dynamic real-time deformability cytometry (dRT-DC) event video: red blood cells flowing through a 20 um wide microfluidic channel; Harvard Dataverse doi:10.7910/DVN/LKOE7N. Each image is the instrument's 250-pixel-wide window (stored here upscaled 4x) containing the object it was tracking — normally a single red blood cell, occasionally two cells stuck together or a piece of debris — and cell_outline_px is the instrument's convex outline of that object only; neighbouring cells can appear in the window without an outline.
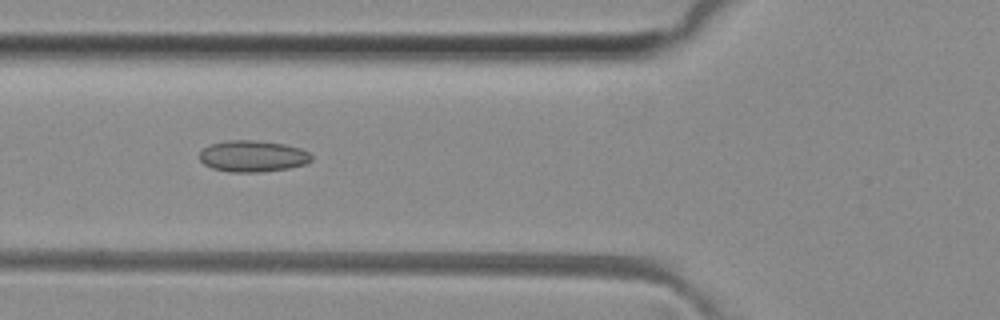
{"species": "common noctule bat (a hibernating species)", "species_latin": "Nyctalus noctula", "temperature_condition": "room temperature", "stored_images_in_passage": 39, "camera_frame_rate_fps": 3000, "um_per_image_px": 0.085, "animal": {"sex": "female", "body_mass_g": 29.2, "forearm_length_mm": 56.3}, "frame": {"image": 1, "passage_image": 8, "time_ms": 2.333, "image_size_px": [1000, 320], "cell_outline_px": [[312, 160], [304, 164], [288, 168], [260, 172], [228, 172], [212, 168], [204, 164], [200, 160], [200, 152], [204, 148], [212, 144], [228, 140], [256, 140], [284, 144], [300, 148], [308, 152], [312, 156]], "centroid_in_image_um": [21.48, 13.28], "position_along_channel_um": 104.3, "area_um2": 20.4}}
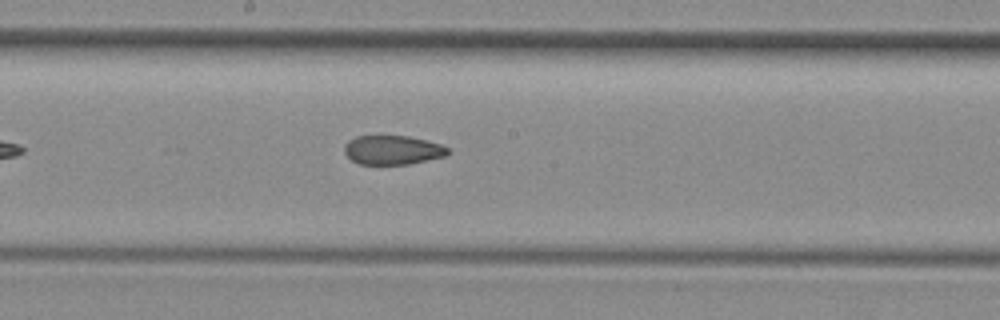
{"frame": {"image": 2, "passage_image": 16, "time_ms": 5.0, "image_size_px": [1000, 320], "cell_outline_px": [[452, 152], [448, 156], [408, 164], [360, 164], [352, 160], [344, 152], [344, 144], [348, 140], [356, 136], [408, 136], [440, 144], [448, 148]], "centroid_in_image_um": [33.39, 12.75], "position_along_channel_um": 214.8, "area_um2": 17.63}}
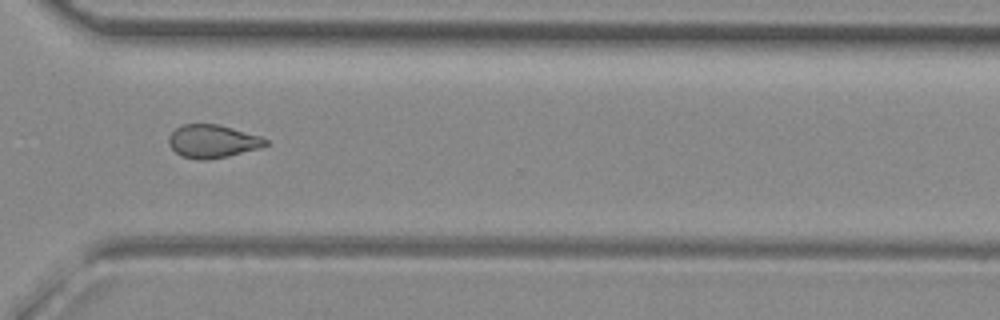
{"frame": {"image": 3, "passage_image": 26, "time_ms": 8.333, "image_size_px": [1000, 320], "cell_outline_px": [[268, 144], [260, 148], [228, 156], [208, 160], [196, 160], [180, 156], [168, 144], [168, 136], [180, 124], [216, 124], [232, 128], [260, 136], [268, 140]], "centroid_in_image_um": [18.04, 12.02], "position_along_channel_um": 352.6, "area_um2": 18.79}, "authors_computed_cell_mechanics": {"area_um2": 19.074, "velocity_mm_per_s": 4.1368, "shape_relaxation_time_tau1_ms": null, "shape_relaxation_time_tau2_ms": 2.1234, "deformation_change_tau1": null, "deformation_change_tau2": 0.0838}}